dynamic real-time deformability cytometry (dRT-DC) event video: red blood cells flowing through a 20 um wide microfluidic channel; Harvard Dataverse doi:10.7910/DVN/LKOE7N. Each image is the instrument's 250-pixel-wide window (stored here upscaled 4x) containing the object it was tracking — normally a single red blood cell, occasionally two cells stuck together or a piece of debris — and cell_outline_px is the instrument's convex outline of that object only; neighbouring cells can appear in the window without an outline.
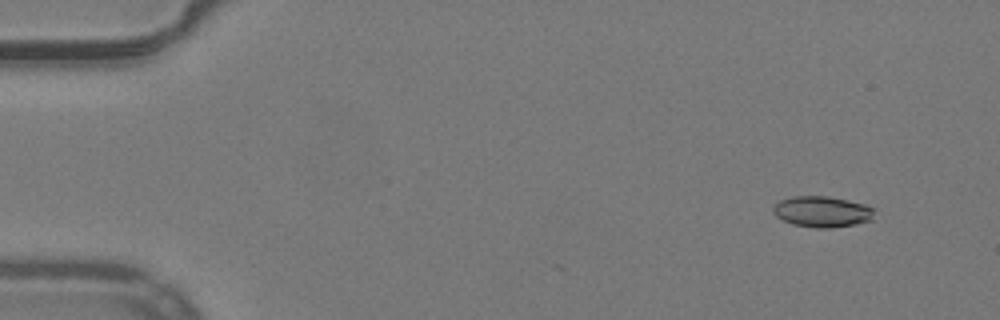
{"species": "common noctule bat (a hibernating species)", "species_latin": "Nyctalus noctula", "temperature_condition": "warm", "stored_images_in_passage": 7, "camera_frame_rate_fps": 3000, "um_per_image_px": 0.085, "animal": {"sex": "male", "body_mass_g": 19.2, "forearm_length_mm": 51.8}, "frame": {"image": 1, "passage_image": 5, "time_ms": 1.333, "image_size_px": [1000, 320], "cell_outline_px": [[876, 208], [872, 220], [856, 224], [832, 228], [816, 228], [792, 224], [776, 216], [772, 212], [772, 208], [780, 200], [792, 196], [828, 196], [848, 200], [864, 204]], "centroid_in_image_um": [69.91, 17.99], "position_along_channel_um": 15.1, "area_um2": 18.44}}